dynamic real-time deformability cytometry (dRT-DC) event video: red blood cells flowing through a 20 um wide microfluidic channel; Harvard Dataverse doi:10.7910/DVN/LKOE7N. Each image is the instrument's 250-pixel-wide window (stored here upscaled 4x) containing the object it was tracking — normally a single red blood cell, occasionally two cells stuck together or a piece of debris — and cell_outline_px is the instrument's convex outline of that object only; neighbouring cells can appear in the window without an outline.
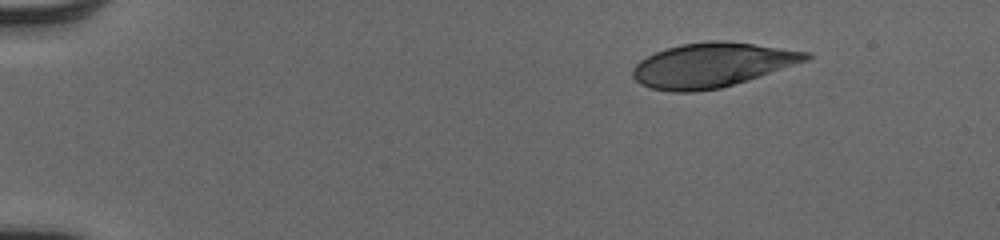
{"species": "human", "species_latin": "Homo sapiens", "temperature_condition": "cold", "stored_images_in_passage": 45, "camera_frame_rate_fps": 3000, "um_per_image_px": 0.085, "donor": {"sex": "male"}, "frame": {"image": 1, "passage_image": 1, "time_ms": 0.0, "image_size_px": [1000, 240], "cell_outline_px": [[812, 56], [808, 60], [720, 88], [692, 92], [672, 92], [652, 88], [640, 84], [632, 76], [632, 72], [636, 64], [640, 60], [656, 52], [680, 44], [712, 40], [724, 40], [808, 52]], "centroid_in_image_um": [60.47, 5.53], "position_along_channel_um": 24.5, "area_um2": 44.1}}
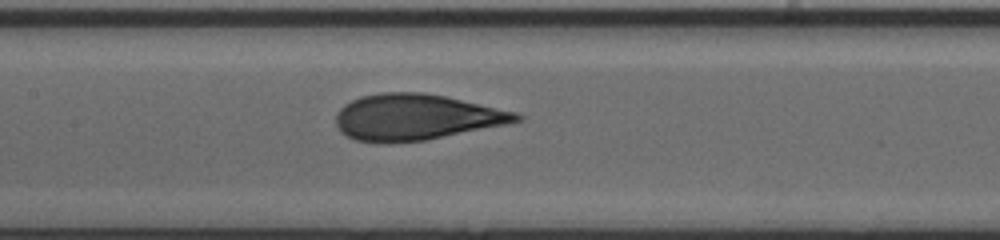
{"frame": {"image": 2, "passage_image": 20, "time_ms": 6.333, "image_size_px": [1000, 240], "cell_outline_px": [[524, 120], [424, 140], [388, 144], [380, 144], [356, 140], [340, 132], [336, 124], [336, 112], [344, 104], [360, 96], [380, 92], [424, 92], [444, 96], [516, 112], [524, 116]], "centroid_in_image_um": [35.29, 9.96], "position_along_channel_um": 172.1, "area_um2": 48.32}}
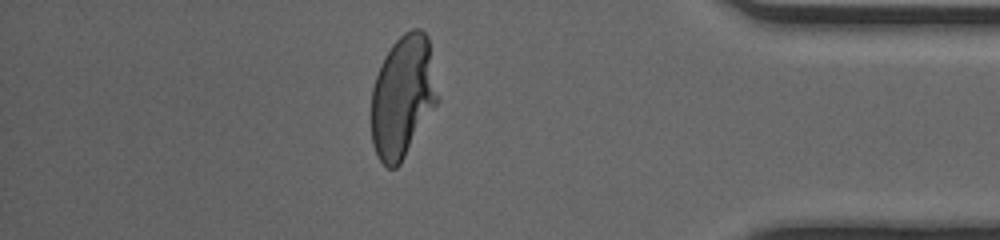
{"frame": {"image": 3, "passage_image": 39, "time_ms": 12.667, "image_size_px": [1000, 240], "cell_outline_px": [[440, 100], [400, 164], [396, 168], [388, 168], [380, 160], [372, 144], [372, 88], [380, 64], [384, 56], [392, 44], [404, 32], [412, 28], [420, 28], [428, 36]], "centroid_in_image_um": [34.25, 8.19], "position_along_channel_um": 400.9, "area_um2": 47.51}, "authors_computed_cell_mechanics": {"area_um2": 47.8006, "velocity_mm_per_s": 4.049, "shape_relaxation_time_tau1_ms": 4.8546, "shape_relaxation_time_tau2_ms": null, "deformation_change_tau1": 0.2124, "deformation_change_tau2": null}}